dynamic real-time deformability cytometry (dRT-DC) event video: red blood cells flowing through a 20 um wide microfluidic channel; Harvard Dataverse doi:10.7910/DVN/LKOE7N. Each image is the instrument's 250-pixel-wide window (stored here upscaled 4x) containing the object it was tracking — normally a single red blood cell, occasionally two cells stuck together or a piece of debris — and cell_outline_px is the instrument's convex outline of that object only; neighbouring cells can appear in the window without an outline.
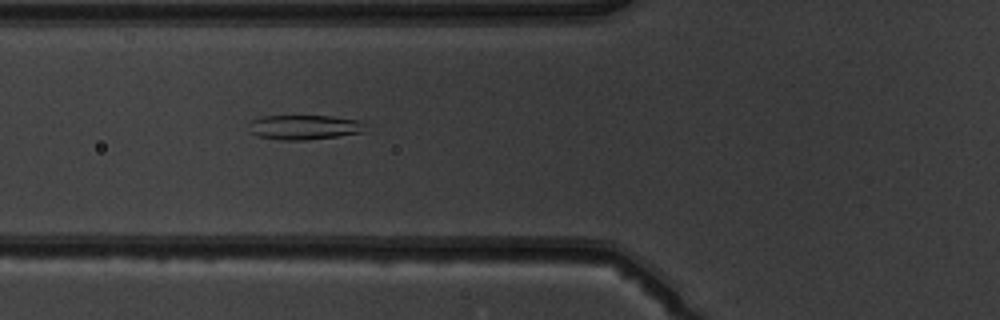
{"species": "common noctule bat (a hibernating species)", "species_latin": "Nyctalus noctula", "temperature_condition": "warm", "stored_images_in_passage": 5, "camera_frame_rate_fps": 3000, "um_per_image_px": 0.085, "animal": {"sex": "male", "body_mass_g": 19.5, "forearm_length_mm": 54.6}, "frame": {"image": 1, "passage_image": 5, "time_ms": 5.333, "image_size_px": [1000, 320], "cell_outline_px": [[364, 132], [308, 140], [280, 140], [260, 136], [252, 132], [252, 120], [264, 116], [332, 116], [364, 120]], "centroid_in_image_um": [25.96, 10.81], "position_along_channel_um": 99.8, "area_um2": 16.53}}